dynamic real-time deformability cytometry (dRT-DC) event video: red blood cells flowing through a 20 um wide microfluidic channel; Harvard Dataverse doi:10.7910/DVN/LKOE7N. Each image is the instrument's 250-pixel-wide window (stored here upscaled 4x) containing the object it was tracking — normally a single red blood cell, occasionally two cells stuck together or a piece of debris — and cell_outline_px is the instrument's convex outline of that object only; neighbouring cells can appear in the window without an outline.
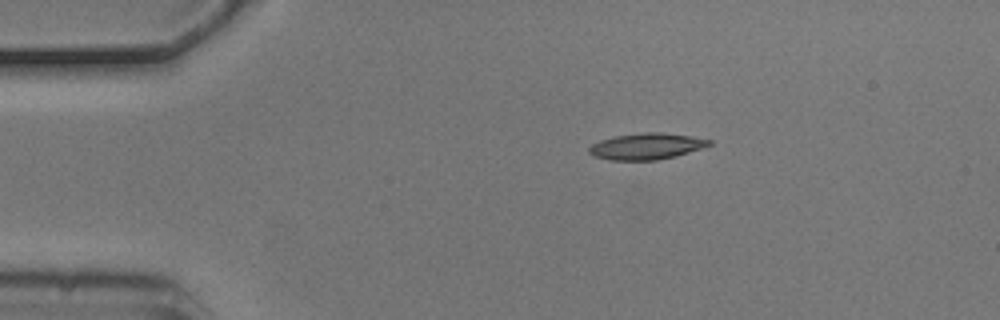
{"species": "common noctule bat (a hibernating species)", "species_latin": "Nyctalus noctula", "temperature_condition": "cold", "stored_images_in_passage": 2, "camera_frame_rate_fps": 3000, "um_per_image_px": 0.085, "animal": {"sex": "male", "body_mass_g": 20.5, "forearm_length_mm": 52.5}, "frame": {"image": 1, "passage_image": 1, "time_ms": 0.0, "image_size_px": [1000, 320], "cell_outline_px": [[712, 144], [704, 148], [676, 156], [656, 160], [612, 160], [592, 156], [588, 152], [588, 148], [592, 144], [600, 140], [616, 136], [644, 132], [656, 132], [692, 136], [712, 140]], "centroid_in_image_um": [54.96, 12.44], "position_along_channel_um": 30.0, "area_um2": 18.44}}